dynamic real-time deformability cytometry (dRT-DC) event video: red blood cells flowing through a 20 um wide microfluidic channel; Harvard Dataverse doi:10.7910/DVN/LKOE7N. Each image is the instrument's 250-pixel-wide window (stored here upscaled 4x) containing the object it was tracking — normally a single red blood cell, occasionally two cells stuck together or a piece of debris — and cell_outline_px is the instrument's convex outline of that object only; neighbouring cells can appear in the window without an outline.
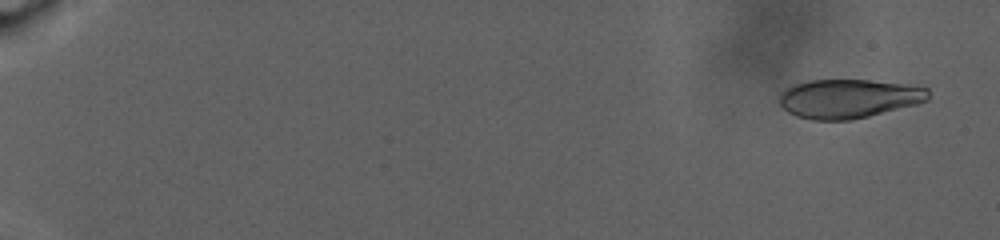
{"species": "human", "species_latin": "Homo sapiens", "temperature_condition": "warm", "stored_images_in_passage": 49, "camera_frame_rate_fps": 3000, "um_per_image_px": 0.085, "donor": {"sex": "male"}, "frame": {"image": 1, "passage_image": 2, "time_ms": 1.0, "image_size_px": [1000, 240], "cell_outline_px": [[928, 100], [916, 104], [852, 120], [812, 120], [796, 116], [788, 112], [780, 104], [780, 96], [788, 88], [796, 84], [808, 80], [868, 80], [900, 84], [928, 88]], "centroid_in_image_um": [72.12, 8.39], "position_along_channel_um": 12.9, "area_um2": 33.35}}
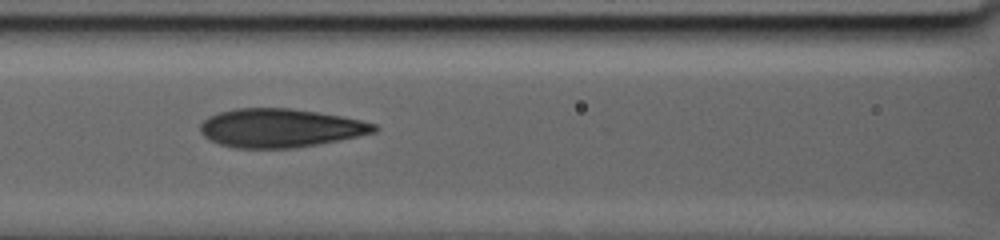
{"frame": {"image": 2, "passage_image": 25, "time_ms": 15.667, "image_size_px": [1000, 240], "cell_outline_px": [[380, 128], [376, 132], [296, 148], [236, 148], [220, 144], [204, 136], [200, 132], [200, 124], [208, 116], [220, 112], [236, 108], [292, 108], [340, 116], [360, 120], [376, 124]], "centroid_in_image_um": [23.8, 10.87], "position_along_channel_um": 142.8, "area_um2": 38.9}}
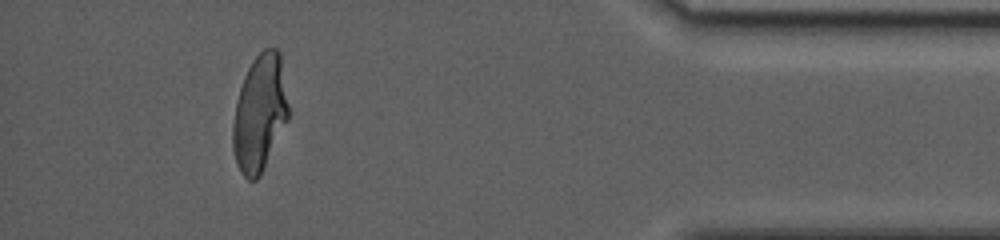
{"frame": {"image": 3, "passage_image": 42, "time_ms": 29.0, "image_size_px": [1000, 240], "cell_outline_px": [[288, 120], [260, 176], [256, 180], [248, 180], [244, 176], [236, 160], [232, 148], [232, 128], [236, 104], [240, 88], [244, 76], [248, 68], [256, 56], [264, 48], [276, 48], [280, 52], [288, 104]], "centroid_in_image_um": [22.08, 9.62], "position_along_channel_um": 413.1, "area_um2": 37.51}, "authors_computed_cell_mechanics": {"area_um2": 37.3966, "velocity_mm_per_s": 2.3215, "shape_relaxation_time_tau1_ms": 11.3632, "shape_relaxation_time_tau2_ms": null, "deformation_change_tau1": 0.2628, "deformation_change_tau2": null}}